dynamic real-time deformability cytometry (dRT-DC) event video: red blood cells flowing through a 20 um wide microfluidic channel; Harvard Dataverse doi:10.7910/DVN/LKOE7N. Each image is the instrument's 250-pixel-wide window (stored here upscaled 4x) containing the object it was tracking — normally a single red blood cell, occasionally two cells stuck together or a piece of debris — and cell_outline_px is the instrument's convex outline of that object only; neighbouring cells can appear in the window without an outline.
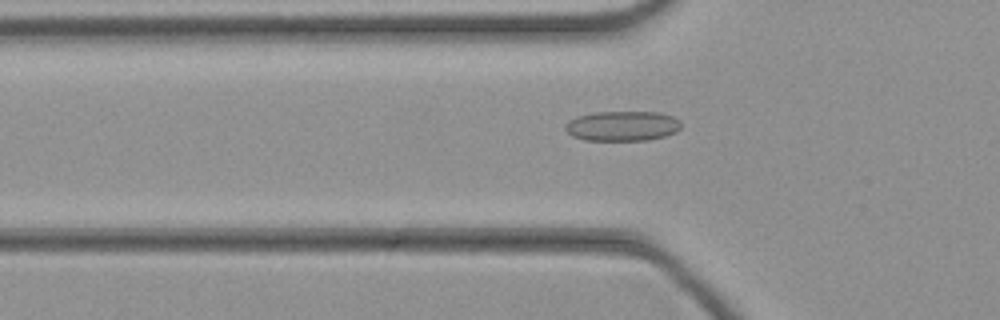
{"species": "common noctule bat (a hibernating species)", "species_latin": "Nyctalus noctula", "temperature_condition": "cold", "stored_images_in_passage": 45, "camera_frame_rate_fps": 3000, "um_per_image_px": 0.085, "animal": {"sex": "female", "body_mass_g": 21.9}, "frame": {"image": 1, "passage_image": 15, "time_ms": 4.667, "image_size_px": [1000, 320], "cell_outline_px": [[680, 128], [676, 132], [664, 136], [648, 140], [584, 140], [572, 136], [564, 128], [564, 124], [568, 120], [576, 116], [596, 112], [660, 112], [672, 116], [680, 120]], "centroid_in_image_um": [52.88, 10.7], "position_along_channel_um": 72.9, "area_um2": 20.35}}
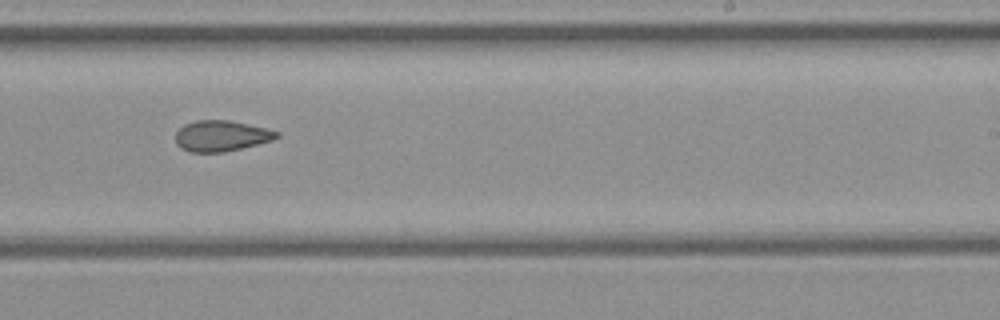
{"frame": {"image": 2, "passage_image": 28, "time_ms": 9.0, "image_size_px": [1000, 320], "cell_outline_px": [[280, 136], [272, 140], [224, 152], [192, 152], [180, 148], [176, 144], [176, 132], [184, 124], [196, 120], [228, 120], [268, 128], [280, 132]], "centroid_in_image_um": [18.81, 11.54], "position_along_channel_um": 270.2, "area_um2": 18.15}}
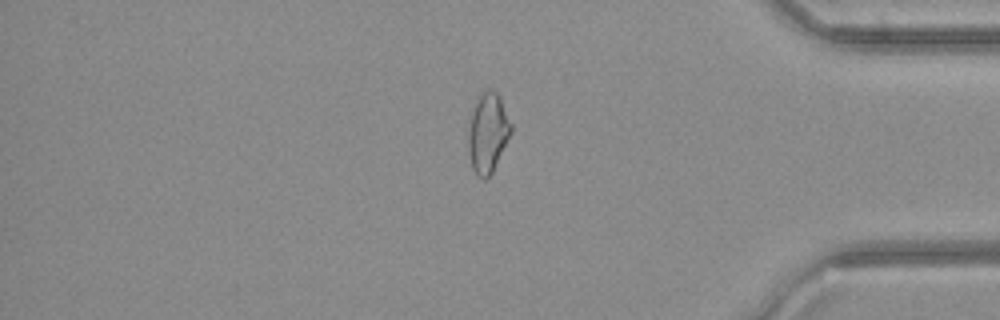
{"frame": {"image": 3, "passage_image": 38, "time_ms": 12.333, "image_size_px": [1000, 320], "cell_outline_px": [[512, 132], [492, 172], [484, 180], [476, 176], [472, 168], [468, 148], [468, 128], [472, 112], [476, 100], [480, 92], [488, 88], [492, 88], [500, 96], [512, 124]], "centroid_in_image_um": [41.46, 11.26], "position_along_channel_um": 393.7, "area_um2": 20.06}}